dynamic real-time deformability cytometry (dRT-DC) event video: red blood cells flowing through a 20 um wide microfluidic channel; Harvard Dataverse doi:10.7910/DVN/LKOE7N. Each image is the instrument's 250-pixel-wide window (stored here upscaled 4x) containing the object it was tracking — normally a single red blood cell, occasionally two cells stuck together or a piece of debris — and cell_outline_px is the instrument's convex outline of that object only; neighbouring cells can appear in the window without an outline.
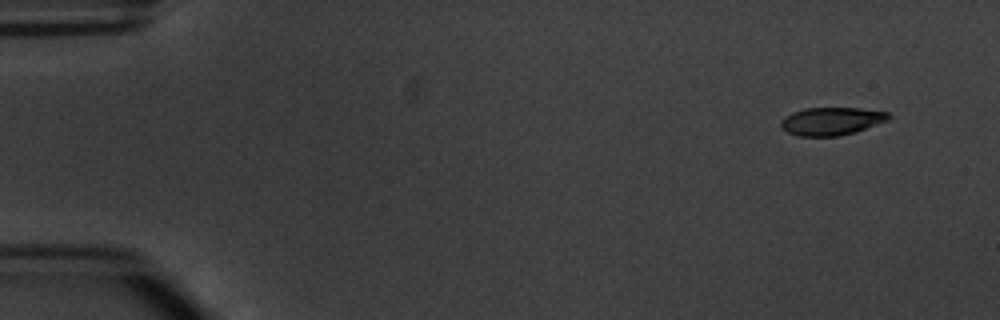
{"species": "common noctule bat (a hibernating species)", "species_latin": "Nyctalus noctula", "temperature_condition": "warm", "stored_images_in_passage": 4, "camera_frame_rate_fps": 3000, "um_per_image_px": 0.085, "animal": {"sex": "male", "body_mass_g": 20.1, "forearm_length_mm": 53.5}, "frame": {"image": 1, "passage_image": 1, "time_ms": 0.0, "image_size_px": [1000, 320], "cell_outline_px": [[892, 116], [888, 120], [856, 132], [840, 136], [800, 136], [788, 132], [780, 124], [780, 120], [784, 116], [792, 112], [804, 108], [860, 108], [888, 112]], "centroid_in_image_um": [70.69, 10.29], "position_along_channel_um": 14.3, "area_um2": 17.57}}
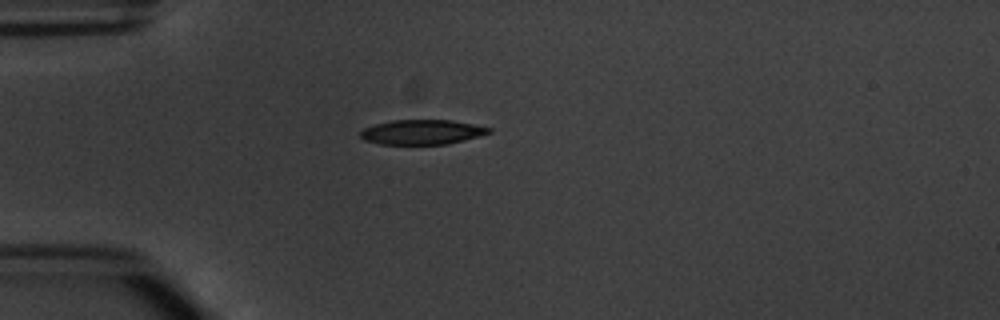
{"frame": {"image": 2, "passage_image": 4, "time_ms": 3.667, "image_size_px": [1000, 320], "cell_outline_px": [[492, 132], [464, 140], [448, 144], [380, 144], [364, 140], [360, 136], [360, 132], [364, 128], [376, 124], [392, 120], [452, 120], [492, 128]], "centroid_in_image_um": [35.87, 11.22], "position_along_channel_um": 49.1, "area_um2": 18.44}}